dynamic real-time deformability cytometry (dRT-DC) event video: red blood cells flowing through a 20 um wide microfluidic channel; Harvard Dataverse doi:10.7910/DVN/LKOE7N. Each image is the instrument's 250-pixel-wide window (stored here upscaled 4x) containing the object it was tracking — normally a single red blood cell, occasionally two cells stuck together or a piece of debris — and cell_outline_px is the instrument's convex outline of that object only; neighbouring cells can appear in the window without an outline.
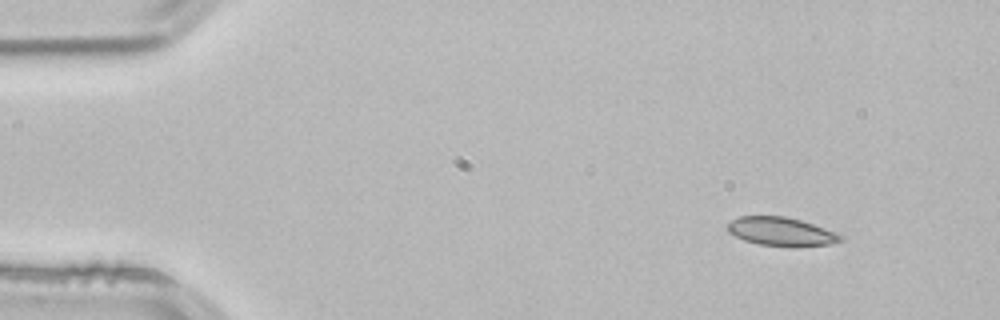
{"species": "common noctule bat (a hibernating species)", "species_latin": "Nyctalus noctula", "temperature_condition": "room temperature", "stored_images_in_passage": 3, "camera_frame_rate_fps": 3000, "um_per_image_px": 0.085, "animal": {"sex": "male", "body_mass_g": 21.5, "forearm_length_mm": 52.0}, "frame": {"image": 1, "passage_image": 1, "time_ms": 0.0, "image_size_px": [1000, 320], "cell_outline_px": [[844, 236], [840, 240], [828, 244], [760, 244], [744, 240], [728, 232], [728, 220], [740, 216], [784, 216], [800, 220], [836, 232]], "centroid_in_image_um": [66.32, 19.63], "position_along_channel_um": 18.7, "area_um2": 17.92}}
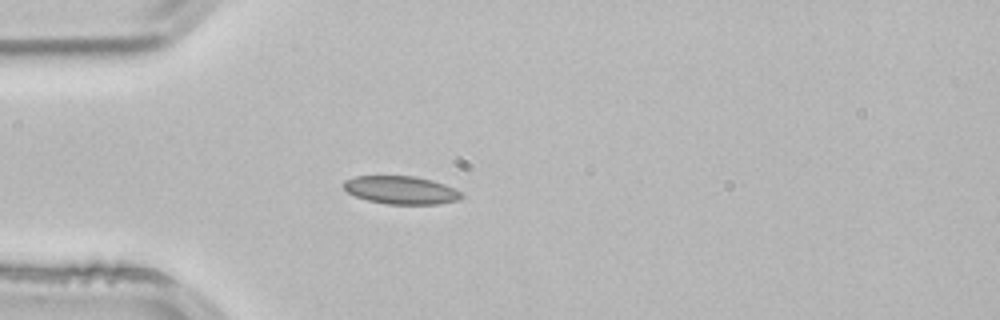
{"frame": {"image": 2, "passage_image": 3, "time_ms": 0.667, "image_size_px": [1000, 320], "cell_outline_px": [[464, 196], [460, 200], [436, 204], [388, 204], [368, 200], [356, 196], [348, 192], [340, 184], [344, 180], [356, 176], [416, 176], [432, 180], [444, 184], [460, 192]], "centroid_in_image_um": [34.07, 16.15], "position_along_channel_um": 50.9, "area_um2": 19.25}}